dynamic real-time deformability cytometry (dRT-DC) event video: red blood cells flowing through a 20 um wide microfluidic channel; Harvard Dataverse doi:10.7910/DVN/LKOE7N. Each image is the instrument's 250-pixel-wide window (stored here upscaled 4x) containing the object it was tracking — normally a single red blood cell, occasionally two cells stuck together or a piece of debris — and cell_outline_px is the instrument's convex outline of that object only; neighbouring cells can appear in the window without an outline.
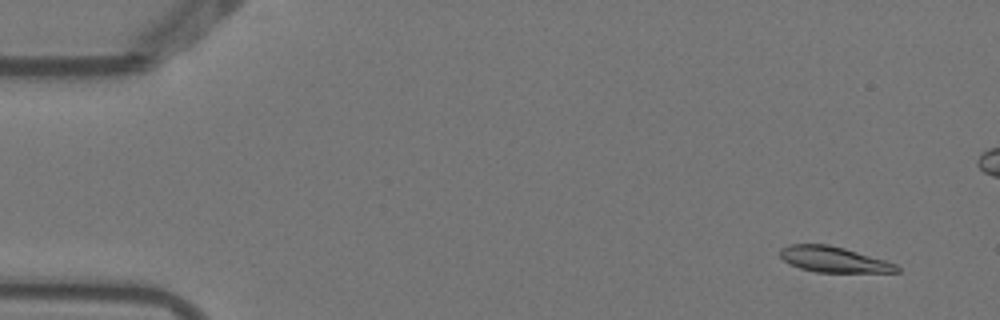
{"species": "Egyptian fruit bat (a non-hibernating species)", "species_latin": "Rousettus aegyptiacus", "temperature_condition": "warm", "stored_images_in_passage": 6, "segment_of_instrument_passage": [1, 2], "camera_frame_rate_fps": 3000, "um_per_image_px": 0.085, "animal": {"sex": "female"}, "frame": {"image": 1, "passage_image": 1, "time_ms": 0.0, "image_size_px": [1000, 320], "cell_outline_px": [[900, 272], [816, 272], [800, 268], [788, 264], [780, 256], [780, 248], [788, 244], [828, 244], [844, 248], [884, 260], [896, 264], [900, 268]], "centroid_in_image_um": [70.82, 22.05], "position_along_channel_um": 14.2, "area_um2": 17.4}}
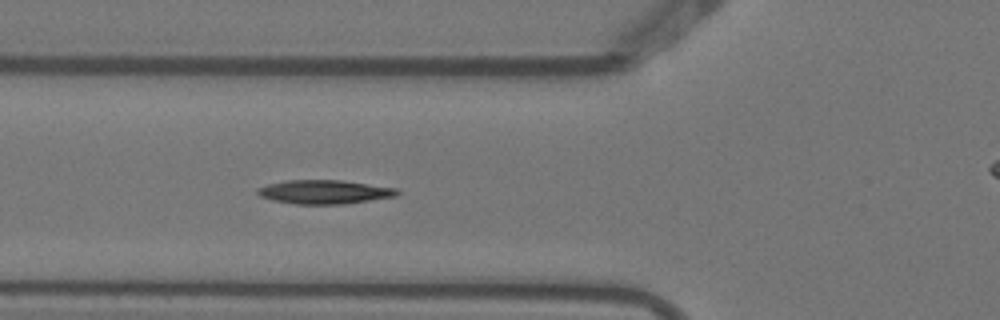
{"frame": {"image": 2, "passage_image": 5, "time_ms": 1.333, "image_size_px": [1000, 320], "cell_outline_px": [[400, 192], [396, 196], [344, 204], [296, 204], [272, 200], [260, 196], [256, 192], [256, 188], [268, 184], [288, 180], [340, 180], [396, 188]], "centroid_in_image_um": [27.54, 16.31], "position_along_channel_um": 98.3, "area_um2": 19.31}}